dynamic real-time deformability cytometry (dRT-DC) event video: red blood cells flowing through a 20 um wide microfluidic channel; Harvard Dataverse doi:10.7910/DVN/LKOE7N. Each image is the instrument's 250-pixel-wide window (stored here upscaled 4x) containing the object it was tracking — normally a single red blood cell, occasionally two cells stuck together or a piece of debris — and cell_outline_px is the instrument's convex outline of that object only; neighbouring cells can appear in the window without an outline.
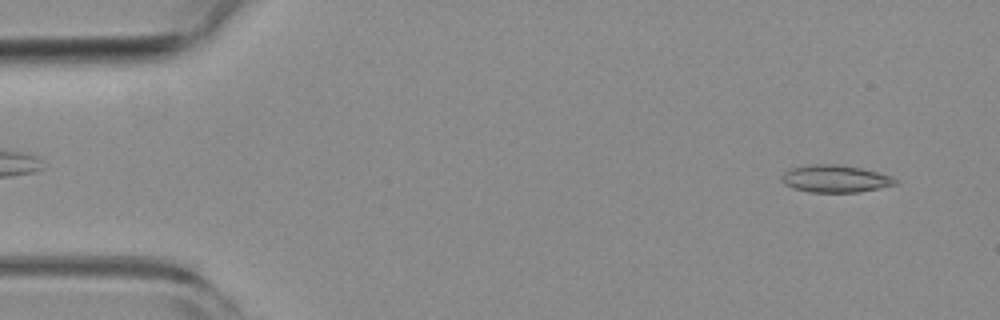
{"species": "common noctule bat (a hibernating species)", "species_latin": "Nyctalus noctula", "temperature_condition": "room temperature", "stored_images_in_passage": 52, "camera_frame_rate_fps": 3000, "um_per_image_px": 0.085, "animal": {"sex": "female", "body_mass_g": 19.3, "forearm_length_mm": 54.1}, "frame": {"image": 1, "passage_image": 3, "time_ms": 0.667, "image_size_px": [1000, 320], "cell_outline_px": [[900, 180], [896, 184], [880, 188], [860, 192], [808, 192], [792, 188], [784, 184], [780, 180], [780, 176], [784, 172], [792, 168], [808, 164], [836, 164], [860, 168], [892, 176]], "centroid_in_image_um": [70.97, 15.2], "position_along_channel_um": 14.0, "area_um2": 18.26}}
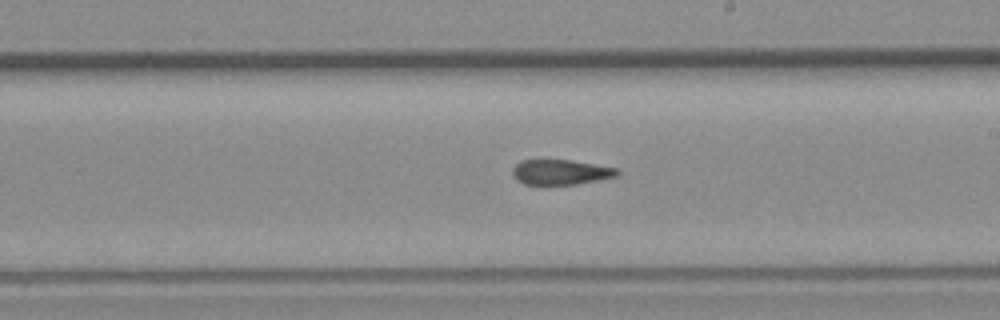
{"frame": {"image": 2, "passage_image": 29, "time_ms": 9.333, "image_size_px": [1000, 320], "cell_outline_px": [[620, 176], [576, 184], [524, 184], [516, 180], [512, 176], [512, 168], [520, 160], [568, 160], [596, 164], [620, 168]], "centroid_in_image_um": [47.69, 14.63], "position_along_channel_um": 241.3, "area_um2": 15.49}}
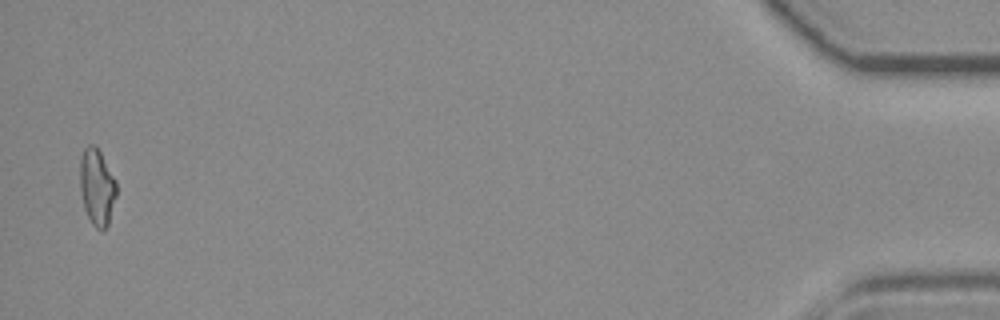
{"frame": {"image": 3, "passage_image": 51, "time_ms": 16.667, "image_size_px": [1000, 320], "cell_outline_px": [[116, 196], [108, 224], [104, 228], [96, 228], [92, 224], [84, 208], [80, 192], [80, 156], [84, 148], [88, 144], [96, 144], [116, 180]], "centroid_in_image_um": [8.22, 15.84], "position_along_channel_um": 427.0, "area_um2": 16.3}, "authors_computed_cell_mechanics": {"area_um2": 16.6464, "velocity_mm_per_s": 3.8647, "shape_relaxation_time_tau1_ms": null, "shape_relaxation_time_tau2_ms": 4.1252, "deformation_change_tau1": null, "deformation_change_tau2": 0.1178}}